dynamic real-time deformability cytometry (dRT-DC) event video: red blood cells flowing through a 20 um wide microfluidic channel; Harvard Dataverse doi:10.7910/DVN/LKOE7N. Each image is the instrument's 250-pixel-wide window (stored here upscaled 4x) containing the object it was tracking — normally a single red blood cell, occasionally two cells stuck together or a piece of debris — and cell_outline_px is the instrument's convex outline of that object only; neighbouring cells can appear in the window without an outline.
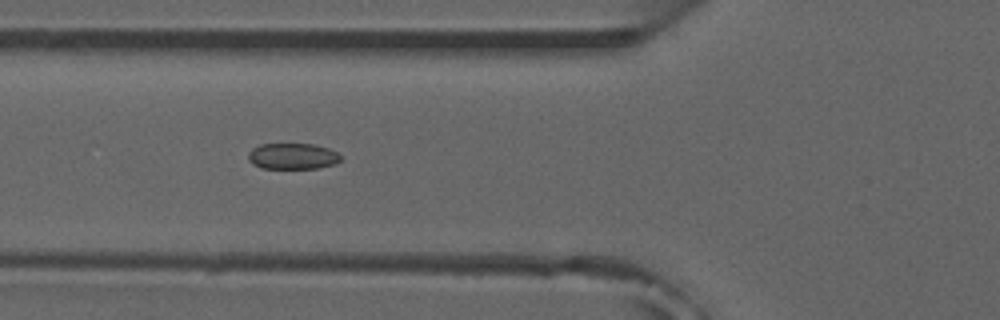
{"species": "common noctule bat (a hibernating species)", "species_latin": "Nyctalus noctula", "temperature_condition": "room temperature", "stored_images_in_passage": 47, "camera_frame_rate_fps": 3000, "um_per_image_px": 0.085, "animal": {"sex": "male", "forearm_length_mm": 52.5}, "frame": {"image": 1, "passage_image": 14, "time_ms": 4.333, "image_size_px": [1000, 320], "cell_outline_px": [[340, 160], [336, 164], [320, 168], [260, 168], [252, 164], [248, 160], [248, 152], [252, 148], [260, 144], [312, 144], [328, 148], [336, 152], [340, 156]], "centroid_in_image_um": [24.84, 13.28], "position_along_channel_um": 101.0, "area_um2": 14.1}, "authors_computed_cell_mechanics": {"area_um2": 14.5656, "velocity_mm_per_s": 3.9205, "shape_relaxation_time_tau1_ms": null, "shape_relaxation_time_tau2_ms": 2.458, "deformation_change_tau1": null, "deformation_change_tau2": 0.0708}}